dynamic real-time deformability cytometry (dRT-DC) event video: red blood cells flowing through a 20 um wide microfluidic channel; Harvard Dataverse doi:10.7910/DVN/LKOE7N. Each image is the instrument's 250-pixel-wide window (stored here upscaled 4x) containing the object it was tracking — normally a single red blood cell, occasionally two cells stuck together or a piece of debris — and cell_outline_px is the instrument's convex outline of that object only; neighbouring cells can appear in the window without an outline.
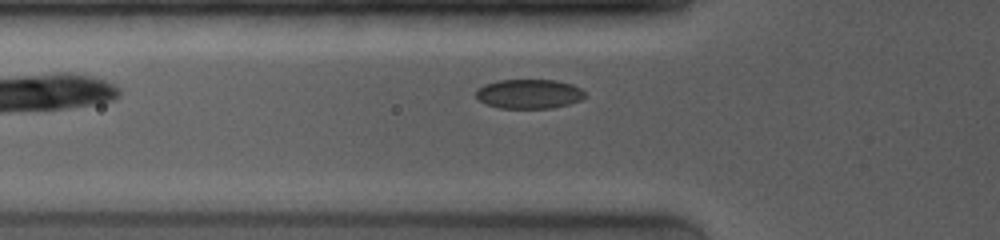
{"species": "common noctule bat (a hibernating species)", "species_latin": "Nyctalus noctula", "temperature_condition": "room temperature", "stored_images_in_passage": 69, "camera_frame_rate_fps": 4000, "um_per_image_px": 0.085, "animal": {"sex": "female", "body_mass_g": 19.0, "forearm_length_mm": 53.3}, "frame": {"image": 1, "passage_image": 2, "time_ms": 0.25, "image_size_px": [1000, 240], "cell_outline_px": [[584, 96], [580, 100], [568, 104], [552, 108], [500, 108], [484, 104], [476, 96], [476, 92], [484, 84], [496, 80], [556, 80], [572, 84], [580, 88], [584, 92]], "centroid_in_image_um": [44.95, 7.98], "position_along_channel_um": 80.9, "area_um2": 18.61}}
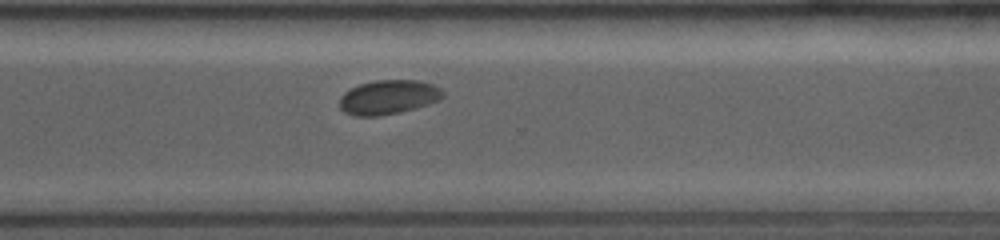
{"frame": {"image": 2, "passage_image": 52, "time_ms": 6.75, "image_size_px": [1000, 240], "cell_outline_px": [[444, 96], [440, 100], [416, 108], [380, 116], [356, 116], [344, 112], [340, 108], [340, 96], [344, 92], [360, 84], [376, 80], [416, 80], [432, 84], [440, 88], [444, 92]], "centroid_in_image_um": [33.02, 8.26], "position_along_channel_um": 337.6, "area_um2": 20.63}}
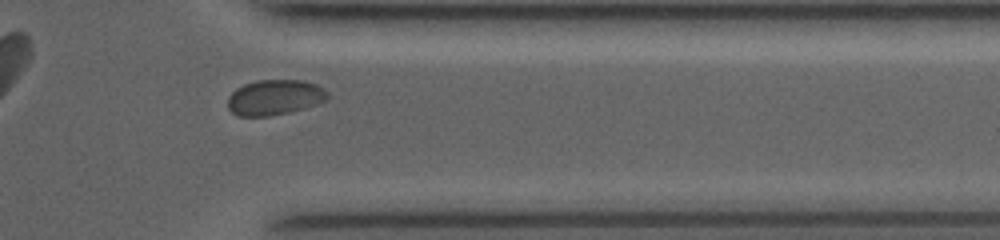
{"frame": {"image": 3, "passage_image": 57, "time_ms": 8.0, "image_size_px": [1000, 240], "cell_outline_px": [[328, 100], [304, 108], [288, 112], [268, 116], [236, 116], [228, 108], [228, 96], [236, 88], [244, 84], [256, 80], [304, 80], [316, 84], [324, 88], [328, 92]], "centroid_in_image_um": [23.35, 8.27], "position_along_channel_um": 388.1, "area_um2": 20.69}}